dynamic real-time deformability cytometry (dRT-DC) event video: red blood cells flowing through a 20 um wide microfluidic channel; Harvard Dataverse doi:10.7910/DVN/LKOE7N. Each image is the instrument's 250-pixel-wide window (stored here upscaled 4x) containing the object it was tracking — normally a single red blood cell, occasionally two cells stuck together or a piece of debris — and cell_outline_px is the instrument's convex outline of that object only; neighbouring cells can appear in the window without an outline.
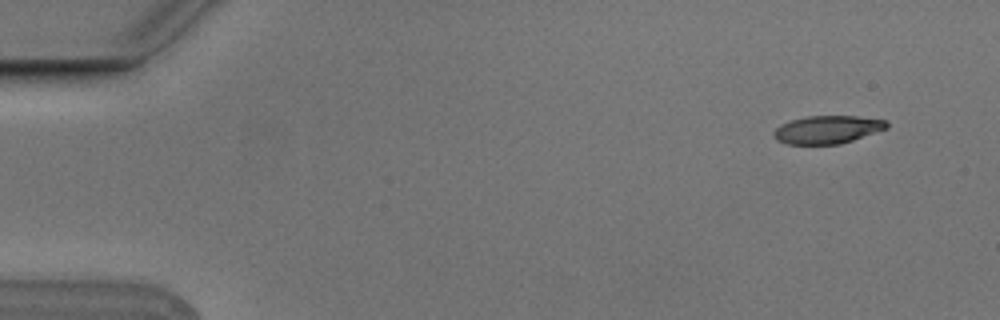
{"species": "Egyptian fruit bat (a non-hibernating species)", "species_latin": "Rousettus aegyptiacus", "temperature_condition": "cold", "stored_images_in_passage": 9, "camera_frame_rate_fps": 3000, "um_per_image_px": 0.085, "animal": {"sex": "male"}, "frame": {"image": 1, "passage_image": 2, "time_ms": 0.333, "image_size_px": [1000, 320], "cell_outline_px": [[888, 128], [840, 144], [788, 144], [776, 140], [772, 136], [772, 132], [780, 124], [792, 120], [808, 116], [856, 116], [888, 120]], "centroid_in_image_um": [70.31, 11.01], "position_along_channel_um": 14.7, "area_um2": 18.44}}
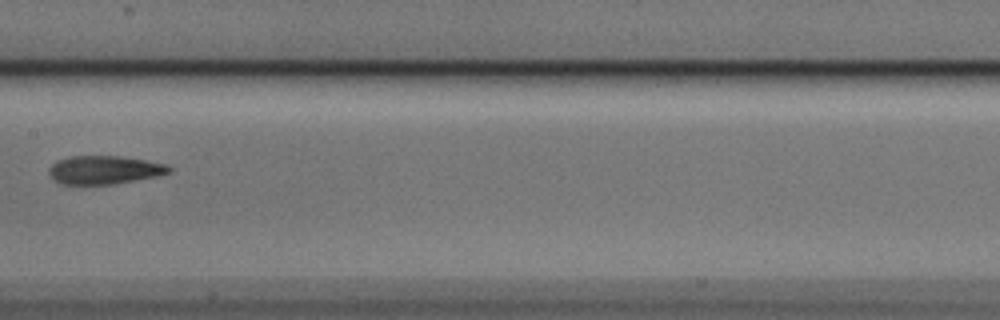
{"frame": {"image": 2, "passage_image": 8, "time_ms": 2.333, "image_size_px": [1000, 320], "cell_outline_px": [[172, 168], [168, 172], [156, 176], [112, 184], [60, 184], [48, 172], [48, 168], [52, 164], [68, 156], [120, 156], [168, 164]], "centroid_in_image_um": [8.86, 14.43], "position_along_channel_um": 198.5, "area_um2": 19.59}}
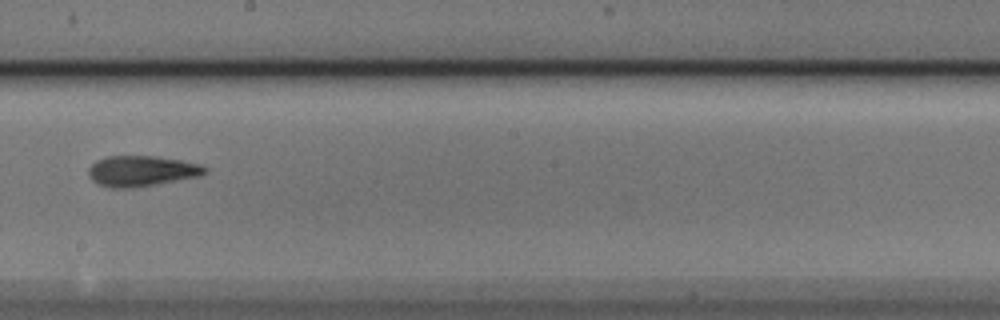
{"frame": {"image": 3, "passage_image": 9, "time_ms": 2.667, "image_size_px": [1000, 320], "cell_outline_px": [[208, 172], [200, 176], [156, 184], [132, 188], [108, 188], [96, 184], [88, 176], [88, 168], [96, 160], [108, 156], [156, 156], [180, 160], [200, 164], [208, 168]], "centroid_in_image_um": [12.01, 14.54], "position_along_channel_um": 236.2, "area_um2": 20.98}}